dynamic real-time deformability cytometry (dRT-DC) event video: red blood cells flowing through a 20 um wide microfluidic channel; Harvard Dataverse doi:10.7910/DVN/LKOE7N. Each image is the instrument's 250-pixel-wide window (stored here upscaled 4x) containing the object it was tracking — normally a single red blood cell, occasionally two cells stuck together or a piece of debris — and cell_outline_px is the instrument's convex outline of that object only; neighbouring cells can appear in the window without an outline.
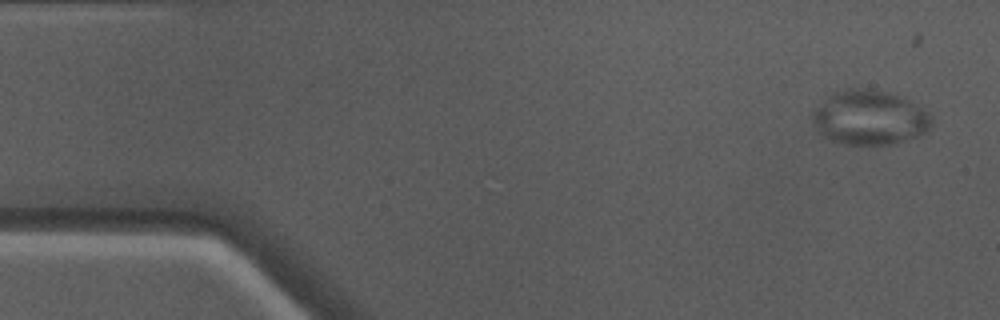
{"species": "Egyptian fruit bat (a non-hibernating species)", "species_latin": "Rousettus aegyptiacus", "temperature_condition": "warm", "stored_images_in_passage": 48, "camera_frame_rate_fps": 3000, "um_per_image_px": 0.085, "animal": {"sex": "male"}, "frame": {"image": 1, "passage_image": 1, "time_ms": 0.0, "image_size_px": [1000, 320], "cell_outline_px": [[932, 124], [928, 132], [896, 144], [844, 144], [832, 140], [824, 136], [820, 132], [812, 120], [812, 112], [832, 92], [848, 88], [864, 88], [896, 92], [928, 112], [932, 116]], "centroid_in_image_um": [73.96, 9.98], "position_along_channel_um": 11.0, "area_um2": 38.15}}
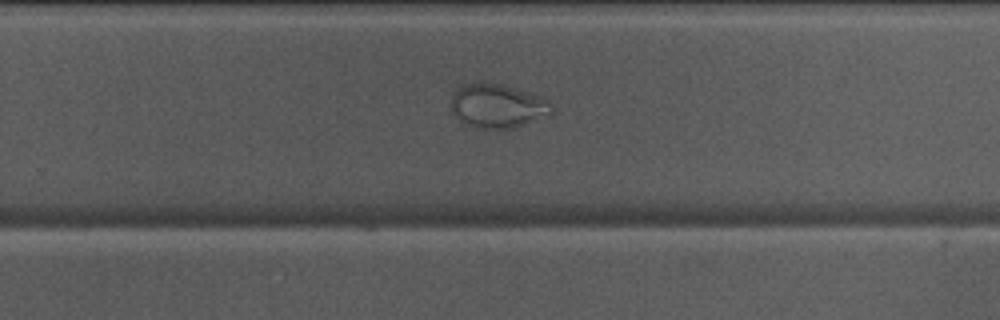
{"frame": {"image": 2, "passage_image": 30, "time_ms": 9.667, "image_size_px": [1000, 320], "cell_outline_px": [[556, 108], [552, 112], [536, 120], [512, 128], [480, 128], [464, 124], [456, 116], [452, 108], [452, 96], [456, 88], [464, 84], [480, 80], [484, 80], [500, 84], [544, 96]], "centroid_in_image_um": [42.3, 8.96], "position_along_channel_um": 287.5, "area_um2": 26.07}}
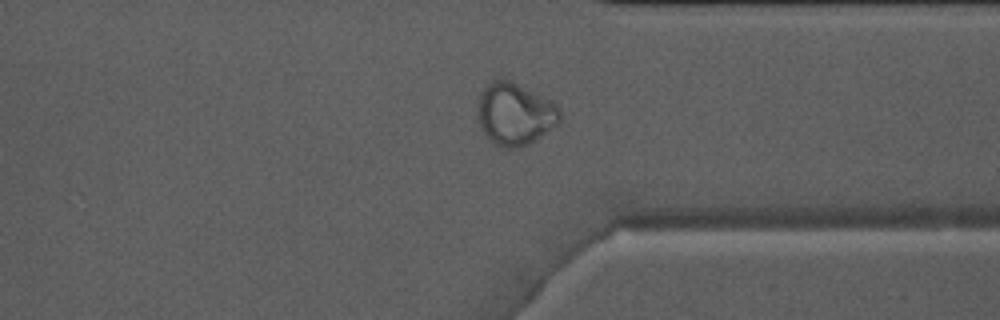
{"frame": {"image": 3, "passage_image": 36, "time_ms": 11.667, "image_size_px": [1000, 320], "cell_outline_px": [[560, 120], [556, 124], [536, 140], [520, 148], [504, 148], [496, 144], [484, 132], [480, 124], [476, 104], [484, 88], [492, 80], [508, 80], [556, 104], [560, 108]], "centroid_in_image_um": [43.75, 9.71], "position_along_channel_um": 367.6, "area_um2": 29.13}}